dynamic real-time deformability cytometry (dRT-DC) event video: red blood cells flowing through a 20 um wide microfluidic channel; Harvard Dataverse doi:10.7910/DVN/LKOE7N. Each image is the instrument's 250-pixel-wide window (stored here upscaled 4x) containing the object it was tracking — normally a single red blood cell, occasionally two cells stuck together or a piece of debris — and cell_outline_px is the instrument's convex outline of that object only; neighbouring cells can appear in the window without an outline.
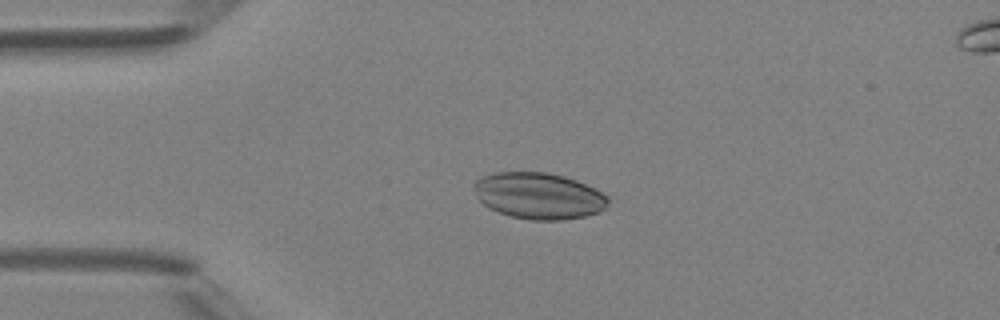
{"species": "Egyptian fruit bat (a non-hibernating species)", "species_latin": "Rousettus aegyptiacus", "temperature_condition": "room temperature", "stored_images_in_passage": 5, "camera_frame_rate_fps": 3000, "um_per_image_px": 0.085, "animal": {"sex": "female"}, "frame": {"image": 1, "passage_image": 3, "time_ms": 3.333, "image_size_px": [1000, 320], "cell_outline_px": [[608, 204], [600, 212], [584, 216], [560, 220], [532, 220], [512, 216], [488, 208], [476, 196], [476, 180], [480, 176], [492, 172], [548, 172], [564, 176], [576, 180], [608, 196]], "centroid_in_image_um": [45.79, 16.63], "position_along_channel_um": 39.2, "area_um2": 36.01}}